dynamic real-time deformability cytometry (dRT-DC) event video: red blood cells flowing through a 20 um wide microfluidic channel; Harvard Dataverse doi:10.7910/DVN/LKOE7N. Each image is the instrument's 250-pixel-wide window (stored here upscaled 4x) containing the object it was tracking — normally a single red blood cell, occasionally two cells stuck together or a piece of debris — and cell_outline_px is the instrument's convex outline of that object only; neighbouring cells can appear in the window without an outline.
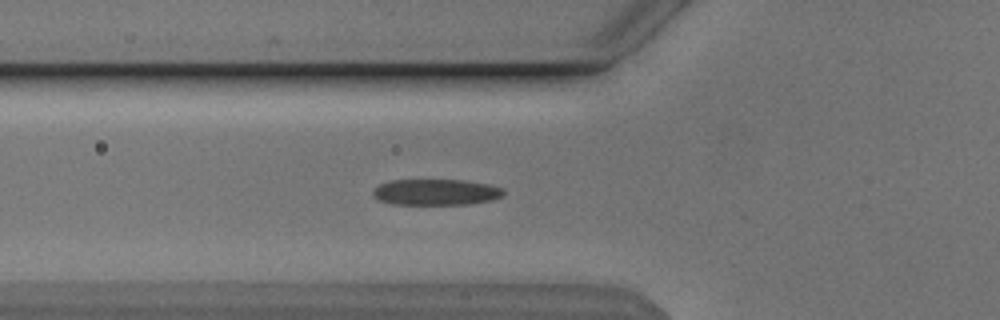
{"species": "Egyptian fruit bat (a non-hibernating species)", "species_latin": "Rousettus aegyptiacus", "temperature_condition": "cold", "stored_images_in_passage": 23, "camera_frame_rate_fps": 3000, "um_per_image_px": 0.085, "animal": {"sex": "male"}, "frame": {"image": 1, "passage_image": 2, "time_ms": 0.333, "image_size_px": [1000, 320], "cell_outline_px": [[504, 196], [492, 200], [468, 204], [392, 204], [376, 200], [372, 196], [372, 188], [380, 184], [392, 180], [464, 180], [488, 184], [504, 188]], "centroid_in_image_um": [37.03, 16.33], "position_along_channel_um": 88.8, "area_um2": 20.06}}
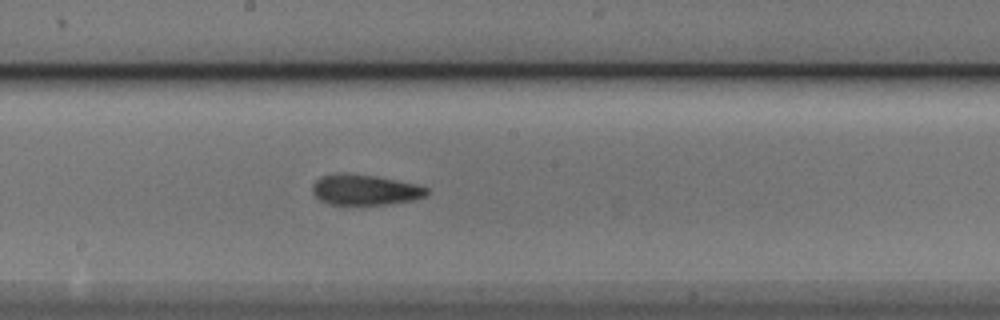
{"frame": {"image": 2, "passage_image": 12, "time_ms": 3.667, "image_size_px": [1000, 320], "cell_outline_px": [[428, 192], [424, 196], [412, 200], [388, 204], [328, 204], [320, 200], [312, 192], [312, 184], [320, 176], [336, 172], [344, 172], [372, 176], [396, 180], [416, 184], [428, 188]], "centroid_in_image_um": [30.96, 16.12], "position_along_channel_um": 217.2, "area_um2": 20.29}}
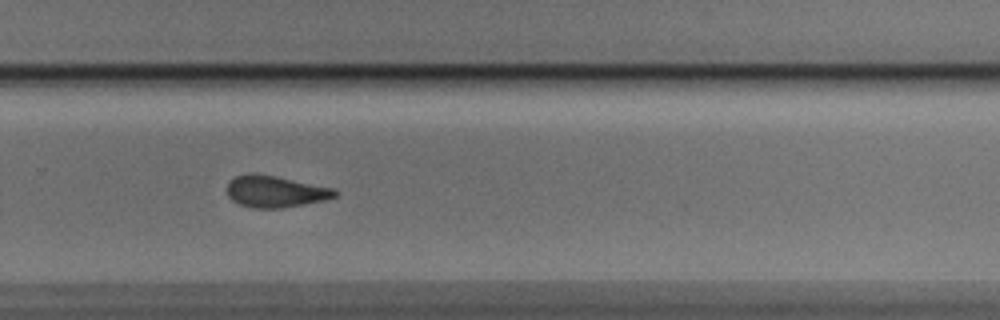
{"frame": {"image": 3, "passage_image": 19, "time_ms": 6.0, "image_size_px": [1000, 320], "cell_outline_px": [[336, 196], [324, 200], [304, 204], [280, 208], [252, 208], [240, 204], [232, 200], [228, 196], [228, 180], [236, 176], [248, 172], [252, 172], [276, 176], [336, 188]], "centroid_in_image_um": [23.38, 16.26], "position_along_channel_um": 306.4, "area_um2": 20.0}}